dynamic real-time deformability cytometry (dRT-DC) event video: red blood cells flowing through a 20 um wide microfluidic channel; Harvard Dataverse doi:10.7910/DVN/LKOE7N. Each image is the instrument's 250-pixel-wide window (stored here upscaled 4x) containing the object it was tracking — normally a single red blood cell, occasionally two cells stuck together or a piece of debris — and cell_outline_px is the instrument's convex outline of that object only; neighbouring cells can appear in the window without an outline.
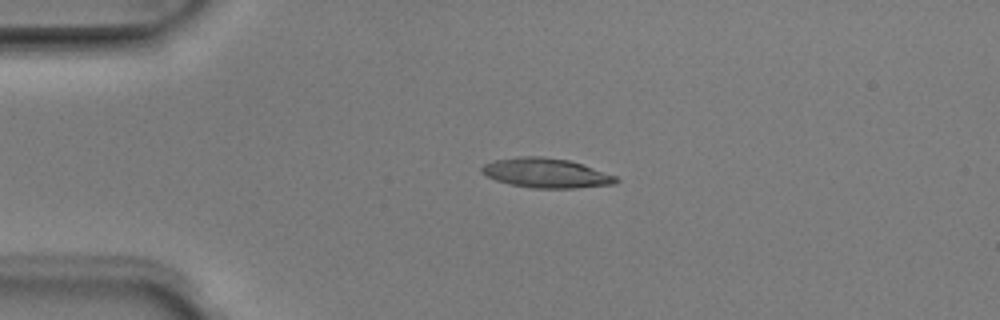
{"species": "Egyptian fruit bat (a non-hibernating species)", "species_latin": "Rousettus aegyptiacus", "temperature_condition": "room temperature", "stored_images_in_passage": 4, "camera_frame_rate_fps": 3000, "um_per_image_px": 0.085, "animal": {"sex": "male"}, "frame": {"image": 1, "passage_image": 3, "time_ms": 0.667, "image_size_px": [1000, 320], "cell_outline_px": [[620, 180], [616, 184], [576, 188], [532, 188], [512, 184], [496, 180], [480, 172], [480, 168], [484, 164], [496, 160], [520, 156], [540, 156], [568, 160], [616, 176]], "centroid_in_image_um": [46.42, 14.71], "position_along_channel_um": 38.6, "area_um2": 22.89}}